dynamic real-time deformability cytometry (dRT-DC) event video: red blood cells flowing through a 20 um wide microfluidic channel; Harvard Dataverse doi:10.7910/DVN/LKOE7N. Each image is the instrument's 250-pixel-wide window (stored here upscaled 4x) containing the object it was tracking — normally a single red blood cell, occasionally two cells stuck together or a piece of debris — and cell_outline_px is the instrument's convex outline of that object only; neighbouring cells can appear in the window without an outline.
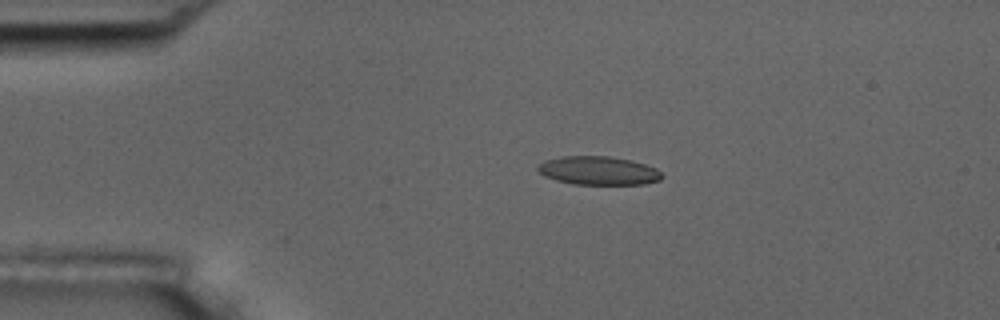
{"species": "common noctule bat (a hibernating species)", "species_latin": "Nyctalus noctula", "temperature_condition": "room temperature", "stored_images_in_passage": 5, "camera_frame_rate_fps": 3000, "um_per_image_px": 0.085, "animal": {"sex": "male", "body_mass_g": 17.5, "forearm_length_mm": 52.3}, "frame": {"image": 1, "passage_image": 4, "time_ms": 3.333, "image_size_px": [1000, 320], "cell_outline_px": [[664, 176], [660, 180], [644, 184], [572, 184], [556, 180], [544, 176], [536, 168], [544, 160], [560, 156], [608, 156], [632, 160], [656, 168]], "centroid_in_image_um": [50.86, 14.5], "position_along_channel_um": 34.1, "area_um2": 20.69}}